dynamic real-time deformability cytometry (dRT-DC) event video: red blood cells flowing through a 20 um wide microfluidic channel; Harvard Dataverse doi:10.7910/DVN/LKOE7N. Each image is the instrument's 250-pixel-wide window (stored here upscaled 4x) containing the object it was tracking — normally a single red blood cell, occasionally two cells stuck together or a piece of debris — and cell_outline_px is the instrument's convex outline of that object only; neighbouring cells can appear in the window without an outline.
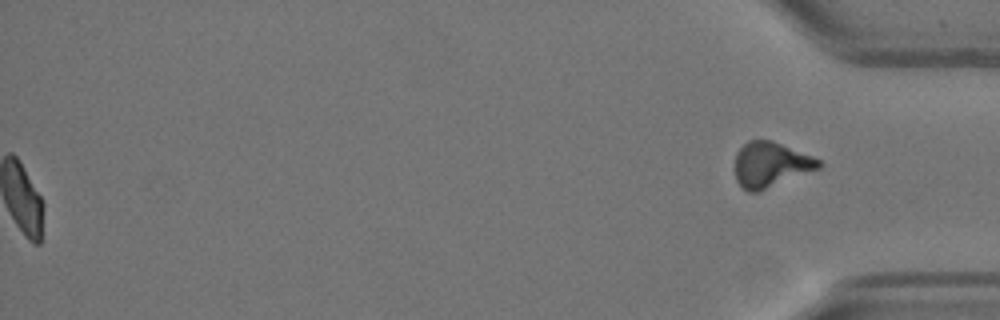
{"species": "Egyptian fruit bat (a non-hibernating species)", "species_latin": "Rousettus aegyptiacus", "temperature_condition": "warm", "stored_images_in_passage": 56, "segment_of_instrument_passage": [2, 2], "camera_frame_rate_fps": 3000, "um_per_image_px": 0.085, "animal": {"sex": "female"}, "frame": {"image": 1, "passage_image": 56, "time_ms": 18.333, "image_size_px": [1000, 320], "cell_outline_px": [[824, 164], [820, 168], [760, 192], [748, 192], [736, 180], [736, 152], [748, 140], [772, 140], [812, 156], [820, 160]], "centroid_in_image_um": [65.52, 14.0], "position_along_channel_um": 369.7, "area_um2": 22.08}}